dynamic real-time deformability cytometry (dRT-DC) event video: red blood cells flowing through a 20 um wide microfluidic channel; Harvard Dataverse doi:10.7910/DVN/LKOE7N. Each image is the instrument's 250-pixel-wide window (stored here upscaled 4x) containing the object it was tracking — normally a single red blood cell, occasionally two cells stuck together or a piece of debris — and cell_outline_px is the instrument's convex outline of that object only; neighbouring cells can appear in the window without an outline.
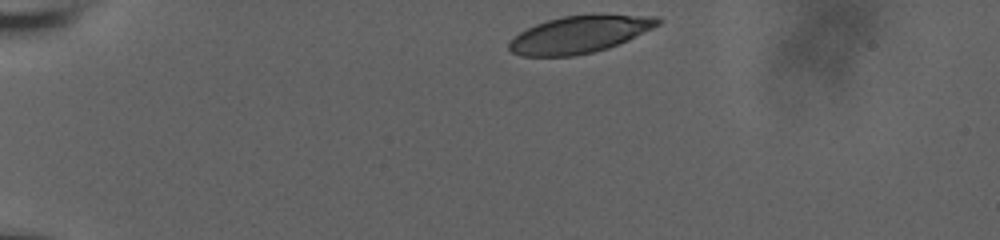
{"species": "human", "species_latin": "Homo sapiens", "temperature_condition": "room temperature", "stored_images_in_passage": 38, "camera_frame_rate_fps": 3000, "um_per_image_px": 0.085, "donor": {"sex": "male"}, "frame": {"image": 1, "passage_image": 1, "time_ms": 0.0, "image_size_px": [1000, 240], "cell_outline_px": [[664, 20], [660, 24], [628, 40], [608, 48], [592, 52], [572, 56], [520, 56], [512, 52], [508, 48], [508, 44], [520, 32], [536, 24], [548, 20], [564, 16], [656, 16]], "centroid_in_image_um": [49.24, 2.95], "position_along_channel_um": 35.8, "area_um2": 31.39}}
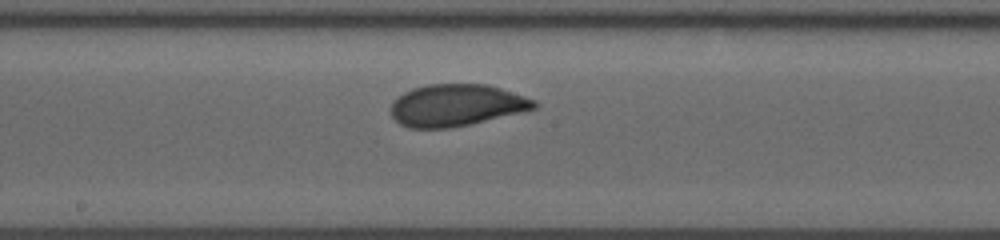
{"frame": {"image": 2, "passage_image": 21, "time_ms": 6.667, "image_size_px": [1000, 240], "cell_outline_px": [[540, 104], [536, 108], [524, 112], [468, 124], [448, 128], [408, 128], [400, 124], [392, 116], [392, 104], [404, 92], [412, 88], [428, 84], [488, 84], [536, 100]], "centroid_in_image_um": [38.83, 8.94], "position_along_channel_um": 209.4, "area_um2": 34.85}}
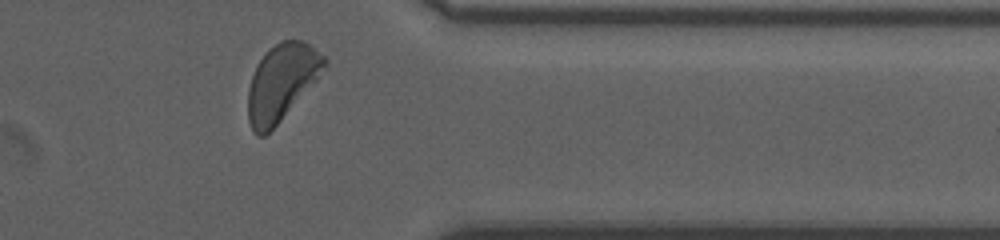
{"frame": {"image": 3, "passage_image": 36, "time_ms": 11.667, "image_size_px": [1000, 240], "cell_outline_px": [[328, 60], [316, 80], [280, 120], [264, 136], [256, 136], [252, 132], [248, 120], [248, 88], [256, 64], [264, 52], [268, 48], [280, 40], [304, 40], [324, 56]], "centroid_in_image_um": [23.89, 6.97], "position_along_channel_um": 387.5, "area_um2": 33.7}, "authors_computed_cell_mechanics": {"area_um2": 34.4199, "velocity_mm_per_s": 3.7001, "shape_relaxation_time_tau1_ms": 3.6792, "shape_relaxation_time_tau2_ms": null, "deformation_change_tau1": 0.1354, "deformation_change_tau2": null}}